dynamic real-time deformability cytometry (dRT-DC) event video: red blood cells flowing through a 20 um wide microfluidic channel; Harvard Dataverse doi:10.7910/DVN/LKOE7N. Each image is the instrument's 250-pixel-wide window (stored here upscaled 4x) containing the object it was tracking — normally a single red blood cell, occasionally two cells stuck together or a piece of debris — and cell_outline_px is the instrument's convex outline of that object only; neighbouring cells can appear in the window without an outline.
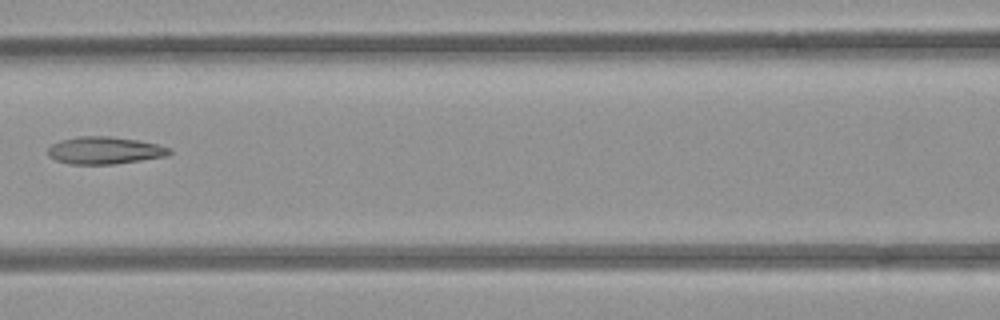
{"species": "common noctule bat (a hibernating species)", "species_latin": "Nyctalus noctula", "temperature_condition": "room temperature", "stored_images_in_passage": 8, "camera_frame_rate_fps": 3000, "um_per_image_px": 0.085, "animal": {"sex": "female", "body_mass_g": 21.9}, "frame": {"image": 1, "passage_image": 6, "time_ms": 6.0, "image_size_px": [1000, 320], "cell_outline_px": [[172, 152], [168, 156], [116, 164], [68, 164], [56, 160], [48, 156], [48, 148], [52, 144], [60, 140], [80, 136], [108, 136], [136, 140], [156, 144], [168, 148]], "centroid_in_image_um": [8.87, 12.79], "position_along_channel_um": 157.7, "area_um2": 19.31}}
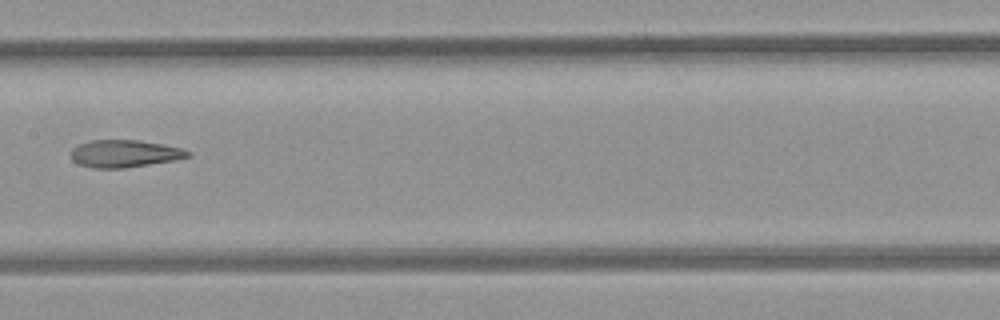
{"frame": {"image": 2, "passage_image": 7, "time_ms": 7.0, "image_size_px": [1000, 320], "cell_outline_px": [[192, 156], [176, 160], [124, 168], [92, 168], [80, 164], [72, 160], [72, 148], [80, 144], [92, 140], [140, 140], [180, 148], [192, 152]], "centroid_in_image_um": [10.61, 13.06], "position_along_channel_um": 196.8, "area_um2": 18.55}}
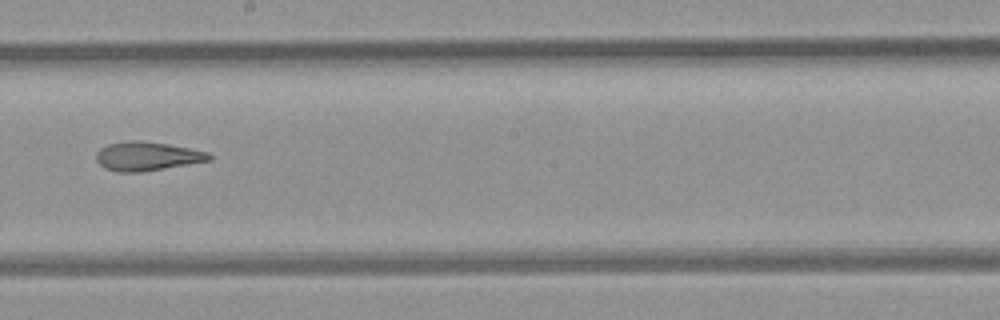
{"frame": {"image": 3, "passage_image": 8, "time_ms": 8.0, "image_size_px": [1000, 320], "cell_outline_px": [[212, 160], [140, 172], [120, 172], [104, 168], [96, 160], [96, 152], [100, 148], [108, 144], [128, 140], [140, 140], [168, 144], [208, 152], [212, 156]], "centroid_in_image_um": [12.48, 13.27], "position_along_channel_um": 235.7, "area_um2": 18.96}}